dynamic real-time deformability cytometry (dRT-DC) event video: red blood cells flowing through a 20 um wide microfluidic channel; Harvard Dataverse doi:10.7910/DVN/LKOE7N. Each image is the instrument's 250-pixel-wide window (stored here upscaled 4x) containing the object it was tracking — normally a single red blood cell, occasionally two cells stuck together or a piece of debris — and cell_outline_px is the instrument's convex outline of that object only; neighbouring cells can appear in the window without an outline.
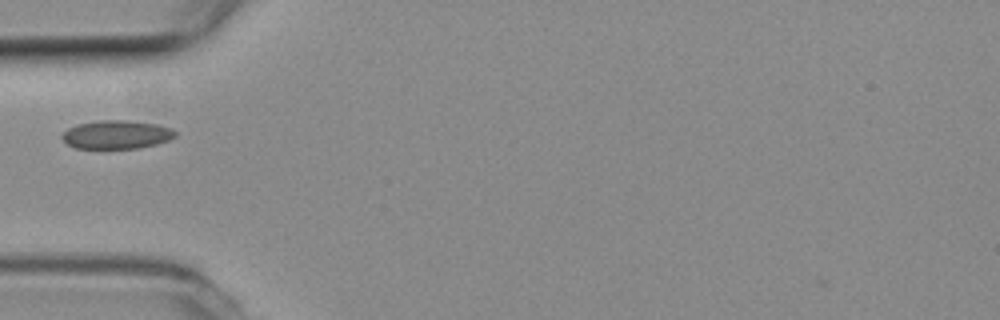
{"species": "common noctule bat (a hibernating species)", "species_latin": "Nyctalus noctula", "temperature_condition": "room temperature", "stored_images_in_passage": 1, "camera_frame_rate_fps": 3000, "um_per_image_px": 0.085, "animal": {"sex": "female", "body_mass_g": 19.3, "forearm_length_mm": 54.1}, "frame": {"image": 1, "passage_image": 1, "time_ms": 0.0, "image_size_px": [1000, 320], "cell_outline_px": [[176, 136], [168, 140], [156, 144], [140, 148], [76, 148], [68, 144], [60, 136], [68, 128], [76, 124], [100, 120], [128, 120], [156, 124], [172, 128], [176, 132]], "centroid_in_image_um": [9.91, 11.43], "position_along_channel_um": 75.1, "area_um2": 18.79}}